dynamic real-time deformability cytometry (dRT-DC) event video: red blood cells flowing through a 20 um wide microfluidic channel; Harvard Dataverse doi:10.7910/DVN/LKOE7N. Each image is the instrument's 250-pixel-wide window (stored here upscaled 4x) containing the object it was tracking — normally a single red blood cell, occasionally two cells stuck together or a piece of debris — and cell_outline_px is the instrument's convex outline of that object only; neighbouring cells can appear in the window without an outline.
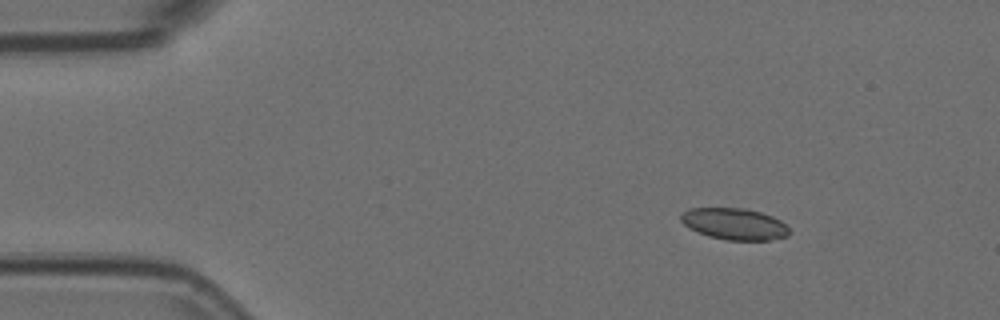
{"species": "Egyptian fruit bat (a non-hibernating species)", "species_latin": "Rousettus aegyptiacus", "temperature_condition": "room temperature", "stored_images_in_passage": 49, "camera_frame_rate_fps": 3000, "um_per_image_px": 0.085, "animal": {"sex": "female"}, "frame": {"image": 1, "passage_image": 1, "time_ms": 0.0, "image_size_px": [1000, 320], "cell_outline_px": [[788, 236], [768, 240], [724, 240], [708, 236], [688, 228], [680, 220], [680, 216], [688, 208], [744, 208], [760, 212], [772, 216], [780, 220], [788, 228]], "centroid_in_image_um": [62.39, 19.03], "position_along_channel_um": 22.6, "area_um2": 19.88}}
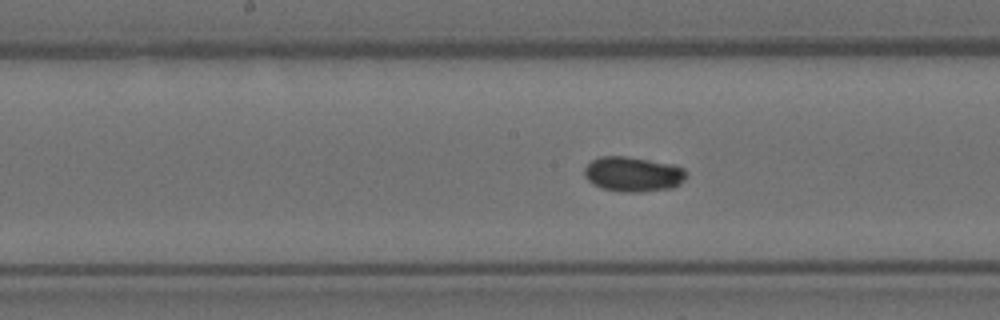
{"frame": {"image": 2, "passage_image": 21, "time_ms": 6.667, "image_size_px": [1000, 320], "cell_outline_px": [[688, 172], [684, 180], [680, 184], [672, 188], [644, 192], [624, 192], [604, 188], [592, 184], [584, 176], [584, 168], [592, 160], [600, 156], [628, 156], [672, 164], [684, 168]], "centroid_in_image_um": [53.83, 14.8], "position_along_channel_um": 194.4, "area_um2": 20.92}}
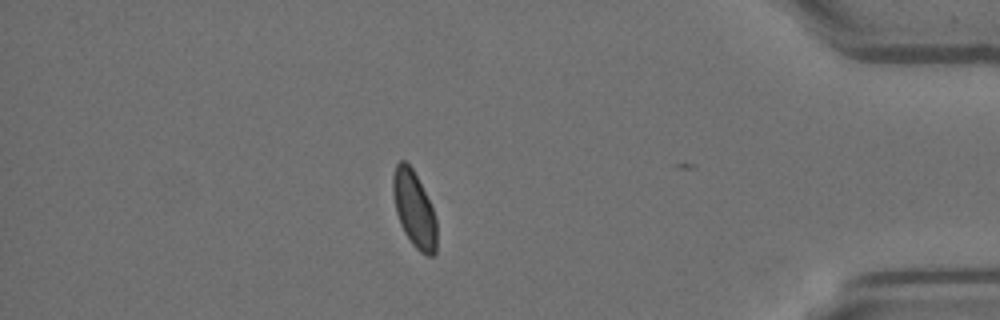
{"frame": {"image": 3, "passage_image": 41, "time_ms": 13.333, "image_size_px": [1000, 320], "cell_outline_px": [[436, 252], [432, 256], [428, 256], [420, 252], [412, 244], [404, 232], [400, 224], [396, 212], [392, 192], [392, 176], [396, 164], [400, 160], [404, 160], [412, 168], [432, 208], [436, 220]], "centroid_in_image_um": [35.18, 17.8], "position_along_channel_um": 400.0, "area_um2": 19.19}}